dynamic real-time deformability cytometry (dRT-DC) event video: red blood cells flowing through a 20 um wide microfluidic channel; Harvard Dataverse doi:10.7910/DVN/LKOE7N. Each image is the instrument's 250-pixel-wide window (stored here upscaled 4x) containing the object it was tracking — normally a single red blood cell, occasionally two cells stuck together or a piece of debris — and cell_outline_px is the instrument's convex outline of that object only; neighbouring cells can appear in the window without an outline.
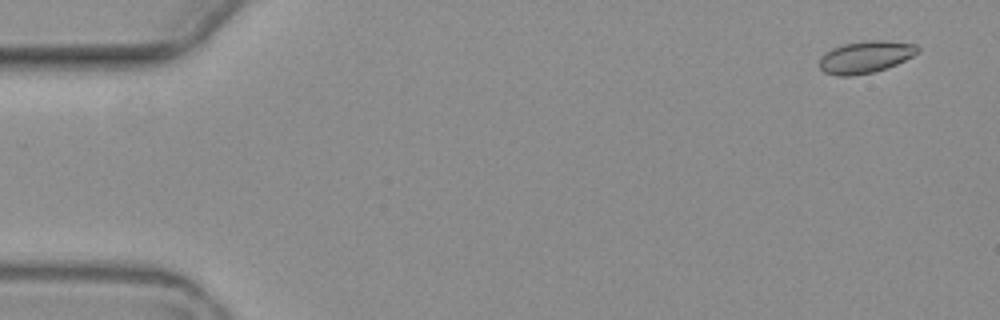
{"species": "common noctule bat (a hibernating species)", "species_latin": "Nyctalus noctula", "temperature_condition": "warm", "stored_images_in_passage": 5, "camera_frame_rate_fps": 3000, "um_per_image_px": 0.085, "animal": {"sex": "female", "body_mass_g": 19.3, "forearm_length_mm": 54.1}, "frame": {"image": 1, "passage_image": 1, "time_ms": 0.0, "image_size_px": [1000, 320], "cell_outline_px": [[920, 52], [888, 68], [872, 72], [852, 76], [840, 76], [824, 72], [820, 68], [820, 56], [824, 52], [832, 48], [844, 44], [872, 40], [880, 40], [916, 44], [920, 48]], "centroid_in_image_um": [73.57, 4.84], "position_along_channel_um": 11.4, "area_um2": 18.32}}
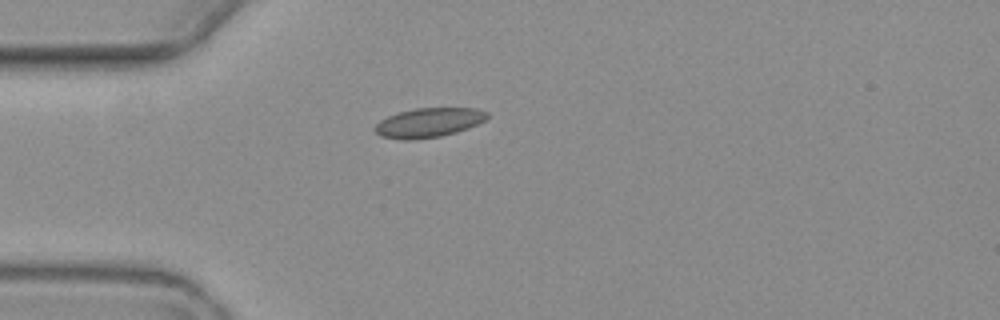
{"frame": {"image": 2, "passage_image": 4, "time_ms": 4.333, "image_size_px": [1000, 320], "cell_outline_px": [[488, 116], [484, 120], [468, 128], [456, 132], [440, 136], [412, 140], [404, 140], [380, 136], [376, 132], [376, 124], [380, 120], [396, 112], [416, 108], [476, 108], [488, 112]], "centroid_in_image_um": [36.42, 10.42], "position_along_channel_um": 48.6, "area_um2": 19.13}}